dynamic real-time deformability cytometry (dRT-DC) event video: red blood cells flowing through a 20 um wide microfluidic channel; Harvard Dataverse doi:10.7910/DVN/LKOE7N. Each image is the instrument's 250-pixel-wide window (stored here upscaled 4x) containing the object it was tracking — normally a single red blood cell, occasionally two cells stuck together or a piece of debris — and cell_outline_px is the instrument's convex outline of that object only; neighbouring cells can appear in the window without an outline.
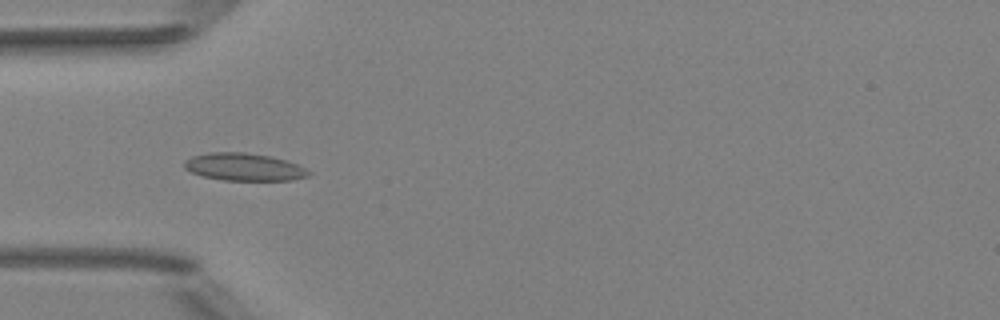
{"species": "Egyptian fruit bat (a non-hibernating species)", "species_latin": "Rousettus aegyptiacus", "temperature_condition": "room temperature", "stored_images_in_passage": 10, "camera_frame_rate_fps": 3000, "um_per_image_px": 0.085, "animal": {"sex": "female"}, "frame": {"image": 1, "passage_image": 5, "time_ms": 1.333, "image_size_px": [1000, 320], "cell_outline_px": [[312, 172], [308, 176], [292, 180], [224, 180], [204, 176], [192, 172], [184, 168], [184, 160], [192, 156], [208, 152], [244, 152], [272, 156], [296, 164]], "centroid_in_image_um": [20.73, 14.18], "position_along_channel_um": 64.3, "area_um2": 19.88}}